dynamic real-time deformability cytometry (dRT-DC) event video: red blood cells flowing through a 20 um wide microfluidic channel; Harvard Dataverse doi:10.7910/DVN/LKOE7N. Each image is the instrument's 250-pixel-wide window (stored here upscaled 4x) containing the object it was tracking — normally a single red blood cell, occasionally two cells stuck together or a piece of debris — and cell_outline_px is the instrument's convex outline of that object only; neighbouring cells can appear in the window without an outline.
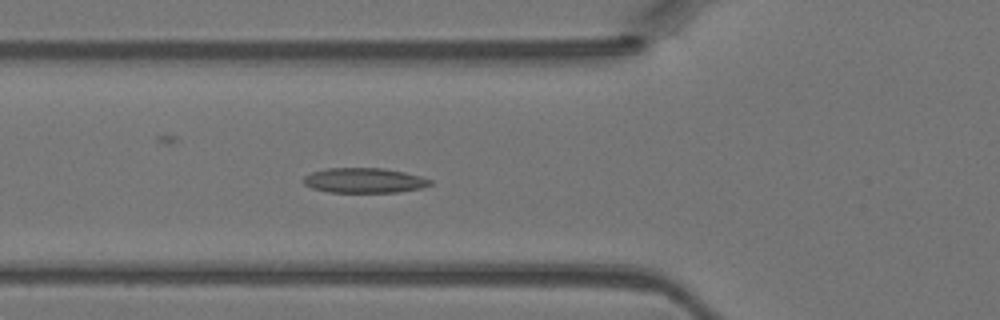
{"species": "Egyptian fruit bat (a non-hibernating species)", "species_latin": "Rousettus aegyptiacus", "temperature_condition": "warm", "stored_images_in_passage": 46, "segment_of_instrument_passage": [1, 2], "camera_frame_rate_fps": 3000, "um_per_image_px": 0.085, "animal": {"sex": "female"}, "frame": {"image": 1, "passage_image": 16, "time_ms": 5.0, "image_size_px": [1000, 320], "cell_outline_px": [[432, 184], [420, 188], [396, 192], [328, 192], [312, 188], [304, 184], [300, 180], [304, 176], [312, 172], [328, 168], [384, 168], [404, 172], [420, 176], [432, 180]], "centroid_in_image_um": [30.92, 15.33], "position_along_channel_um": 94.9, "area_um2": 18.44}}
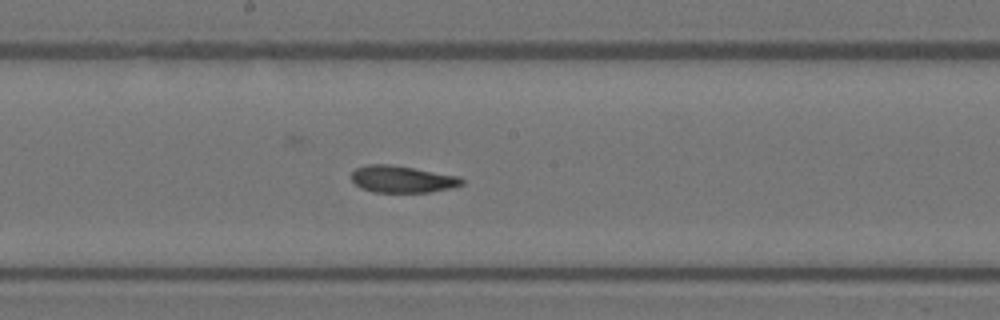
{"frame": {"image": 2, "passage_image": 24, "time_ms": 7.667, "image_size_px": [1000, 320], "cell_outline_px": [[464, 184], [452, 188], [428, 192], [372, 192], [360, 188], [352, 180], [352, 172], [356, 168], [368, 164], [392, 164], [460, 176], [464, 180]], "centroid_in_image_um": [34.21, 15.23], "position_along_channel_um": 214.0, "area_um2": 17.46}}
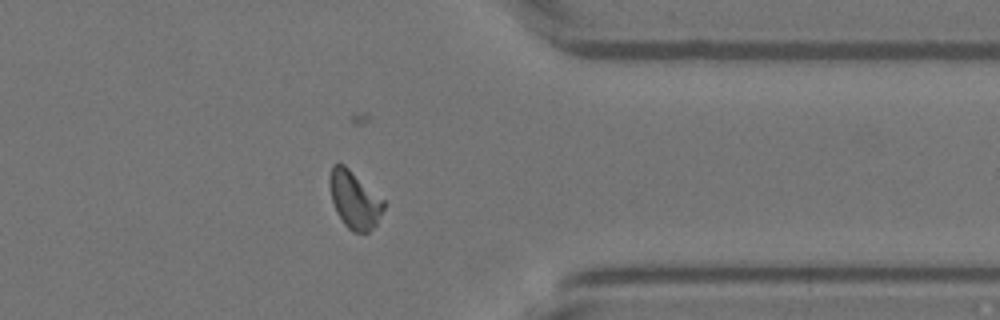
{"frame": {"image": 3, "passage_image": 36, "time_ms": 11.667, "image_size_px": [1000, 320], "cell_outline_px": [[384, 208], [376, 224], [368, 232], [352, 232], [344, 224], [336, 212], [332, 200], [328, 184], [328, 180], [332, 164], [344, 164], [384, 200]], "centroid_in_image_um": [30.1, 16.97], "position_along_channel_um": 381.3, "area_um2": 17.98}}